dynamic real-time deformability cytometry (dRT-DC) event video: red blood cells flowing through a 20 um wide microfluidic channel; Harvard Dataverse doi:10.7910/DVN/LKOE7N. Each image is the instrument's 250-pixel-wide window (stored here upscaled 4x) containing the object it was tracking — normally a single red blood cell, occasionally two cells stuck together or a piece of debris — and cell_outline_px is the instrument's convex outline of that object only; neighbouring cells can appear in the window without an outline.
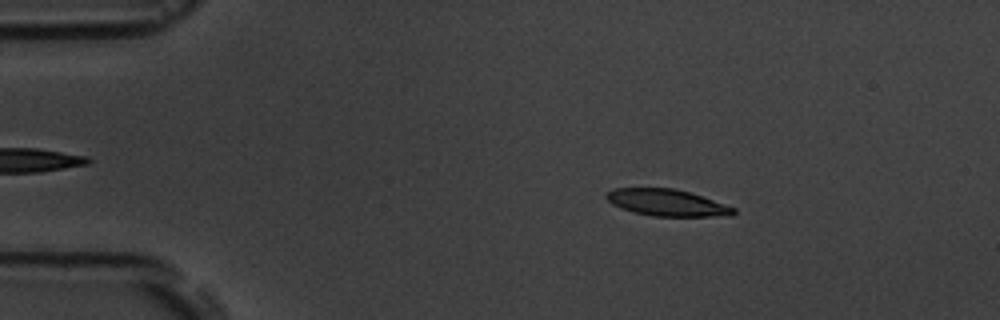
{"species": "common noctule bat (a hibernating species)", "species_latin": "Nyctalus noctula", "temperature_condition": "room temperature", "stored_images_in_passage": 4, "camera_frame_rate_fps": 3000, "um_per_image_px": 0.085, "animal": {"sex": "male", "body_mass_g": 19.5, "forearm_length_mm": 54.6}, "frame": {"image": 1, "passage_image": 2, "time_ms": 1.0, "image_size_px": [1000, 320], "cell_outline_px": [[736, 212], [732, 216], [652, 216], [632, 212], [620, 208], [612, 204], [604, 196], [612, 188], [672, 188], [688, 192], [736, 208]], "centroid_in_image_um": [56.66, 17.23], "position_along_channel_um": 28.3, "area_um2": 19.71}}